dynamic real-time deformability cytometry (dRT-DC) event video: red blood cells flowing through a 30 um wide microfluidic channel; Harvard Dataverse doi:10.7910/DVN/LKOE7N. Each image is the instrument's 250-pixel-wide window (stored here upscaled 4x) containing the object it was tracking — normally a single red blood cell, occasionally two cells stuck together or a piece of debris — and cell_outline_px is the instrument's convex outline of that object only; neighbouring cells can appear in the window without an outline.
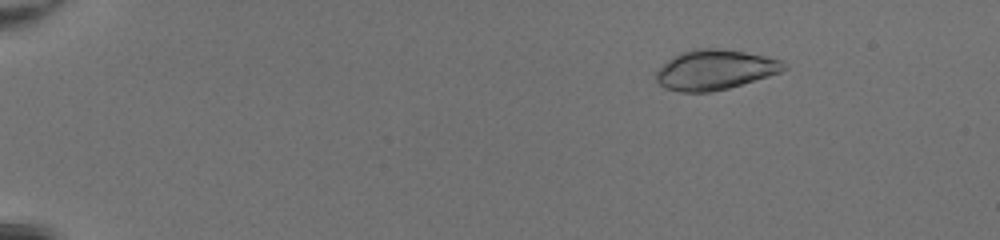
{"species": "common noctule bat (a hibernating species)", "species_latin": "Nyctalus noctula", "temperature_condition": "room temperature", "stored_images_in_passage": 51, "camera_frame_rate_fps": 3000, "um_per_image_px": 0.085, "animal": {"sex": "female", "body_mass_g": 20.0, "forearm_length_mm": 54.0}, "frame": {"image": 1, "passage_image": 9, "time_ms": 2.667, "image_size_px": [1000, 240], "cell_outline_px": [[788, 68], [780, 72], [768, 76], [728, 88], [708, 92], [680, 92], [664, 88], [656, 80], [656, 72], [672, 56], [680, 52], [696, 48], [716, 48], [744, 52], [764, 56], [780, 60]], "centroid_in_image_um": [60.73, 5.93], "position_along_channel_um": 24.3, "area_um2": 29.48}}
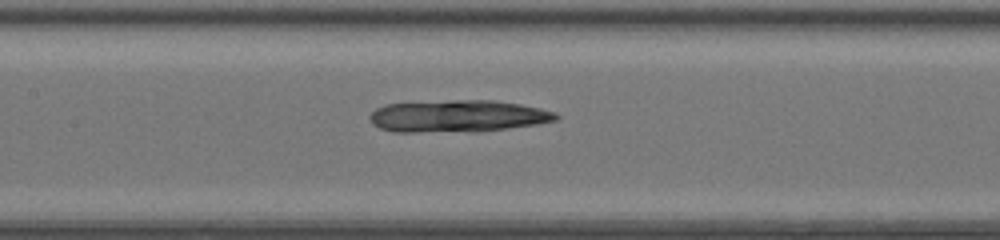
{"frame": {"image": 2, "passage_image": 28, "time_ms": 9.0, "image_size_px": [1000, 240], "cell_outline_px": [[560, 116], [556, 120], [536, 124], [504, 128], [416, 132], [396, 132], [380, 128], [372, 124], [368, 116], [376, 108], [384, 104], [452, 100], [492, 100], [520, 104], [540, 108], [556, 112]], "centroid_in_image_um": [38.86, 9.84], "position_along_channel_um": 168.5, "area_um2": 34.1}}
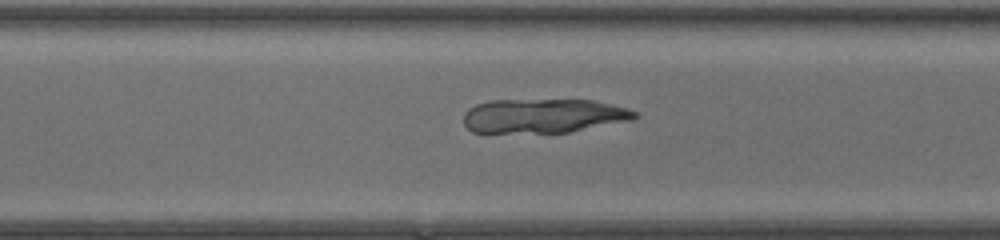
{"frame": {"image": 3, "passage_image": 39, "time_ms": 12.667, "image_size_px": [1000, 240], "cell_outline_px": [[640, 116], [632, 120], [568, 132], [472, 132], [464, 124], [464, 112], [468, 108], [476, 104], [492, 100], [592, 100], [628, 108], [636, 112]], "centroid_in_image_um": [46.2, 9.84], "position_along_channel_um": 324.4, "area_um2": 33.99}}